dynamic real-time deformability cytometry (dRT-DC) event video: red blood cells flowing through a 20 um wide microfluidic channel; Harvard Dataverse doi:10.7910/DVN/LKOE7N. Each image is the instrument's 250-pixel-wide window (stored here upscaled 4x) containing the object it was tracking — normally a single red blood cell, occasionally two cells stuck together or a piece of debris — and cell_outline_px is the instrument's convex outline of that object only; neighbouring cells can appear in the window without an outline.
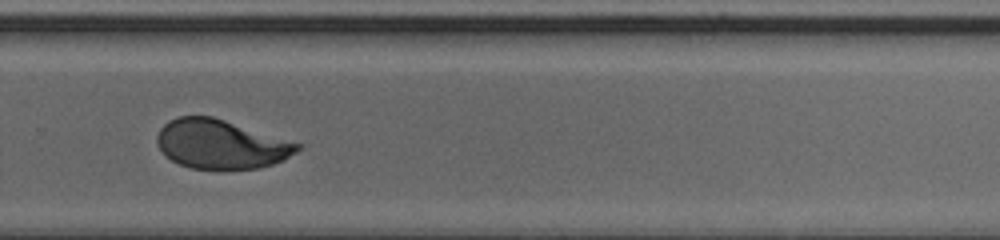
{"species": "human", "species_latin": "Homo sapiens", "temperature_condition": "cold", "stored_images_in_passage": 28, "segment_of_instrument_passage": [2, 2], "camera_frame_rate_fps": 3000, "um_per_image_px": 0.085, "donor": {"sex": "male"}, "frame": {"image": 1, "passage_image": 24, "time_ms": 7.667, "image_size_px": [1000, 240], "cell_outline_px": [[292, 148], [284, 156], [276, 160], [260, 164], [248, 164], [176, 120], [188, 116], [200, 116], [216, 120], [228, 124]], "centroid_in_image_um": [20.12, 11.93], "position_along_channel_um": 309.7, "area_um2": 17.34}}
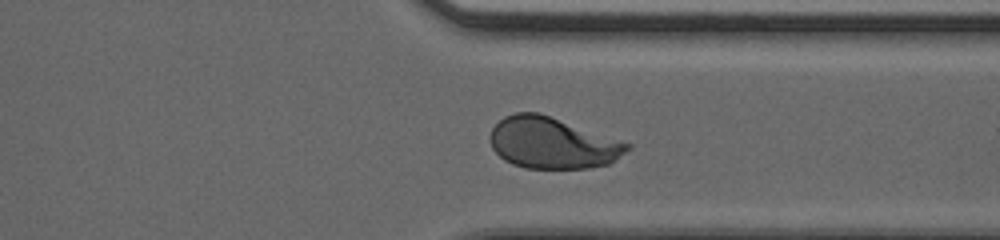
{"frame": {"image": 2, "passage_image": 28, "time_ms": 9.0, "image_size_px": [1000, 240], "cell_outline_px": [[596, 164], [572, 168], [540, 168], [520, 164], [504, 156], [500, 152], [512, 116], [544, 116], [560, 124], [588, 148]], "centroid_in_image_um": [46.22, 12.28], "position_along_channel_um": 365.2, "area_um2": 25.72}}